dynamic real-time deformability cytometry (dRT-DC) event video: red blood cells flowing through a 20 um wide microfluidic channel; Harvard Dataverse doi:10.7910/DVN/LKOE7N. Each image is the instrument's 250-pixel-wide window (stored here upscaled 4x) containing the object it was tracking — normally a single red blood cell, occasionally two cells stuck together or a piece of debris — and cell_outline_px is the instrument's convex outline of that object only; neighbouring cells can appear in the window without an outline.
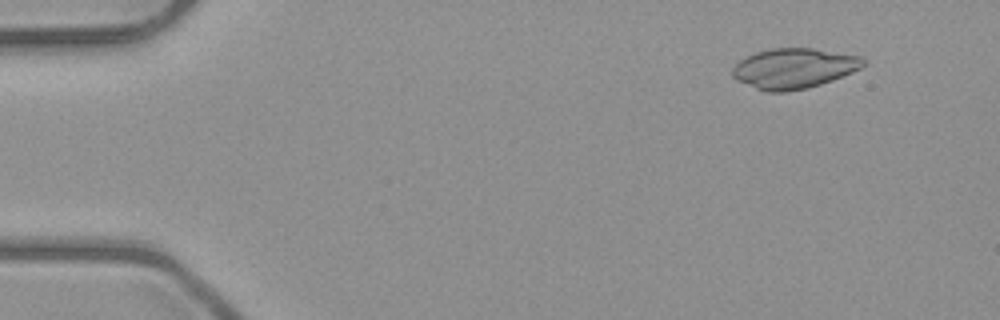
{"species": "common noctule bat (a hibernating species)", "species_latin": "Nyctalus noctula", "temperature_condition": "room temperature", "stored_images_in_passage": 51, "camera_frame_rate_fps": 3000, "um_per_image_px": 0.085, "animal": {"sex": "male", "body_mass_g": 23.1, "forearm_length_mm": 52.7}, "frame": {"image": 1, "passage_image": 5, "time_ms": 1.333, "image_size_px": [1000, 320], "cell_outline_px": [[864, 64], [860, 68], [852, 72], [832, 80], [808, 88], [784, 92], [768, 92], [756, 88], [736, 80], [732, 76], [732, 68], [740, 60], [756, 52], [772, 48], [812, 48], [860, 56], [864, 60]], "centroid_in_image_um": [67.46, 5.81], "position_along_channel_um": 17.5, "area_um2": 30.4}}